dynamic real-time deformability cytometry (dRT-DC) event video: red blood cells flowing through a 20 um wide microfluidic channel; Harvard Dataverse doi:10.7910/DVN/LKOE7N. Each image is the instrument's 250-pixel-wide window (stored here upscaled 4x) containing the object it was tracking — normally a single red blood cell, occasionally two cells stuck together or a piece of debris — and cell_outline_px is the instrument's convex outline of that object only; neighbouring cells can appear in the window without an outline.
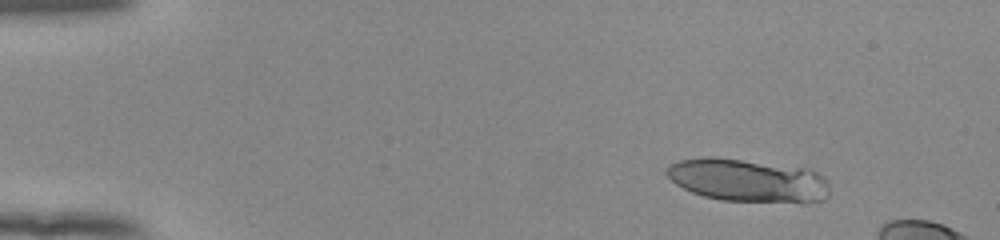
{"species": "human", "species_latin": "Homo sapiens", "temperature_condition": "room temperature", "stored_images_in_passage": 11, "camera_frame_rate_fps": 3000, "um_per_image_px": 0.085, "donor": {"sex": "female"}, "frame": {"image": 1, "passage_image": 1, "time_ms": 0.0, "image_size_px": [1000, 240], "cell_outline_px": [[828, 196], [824, 200], [804, 204], [800, 204], [720, 200], [704, 196], [692, 192], [676, 184], [664, 172], [668, 164], [680, 160], [704, 156], [716, 156], [812, 168], [824, 176], [828, 180]], "centroid_in_image_um": [63.64, 15.34], "position_along_channel_um": 21.4, "area_um2": 42.19}}